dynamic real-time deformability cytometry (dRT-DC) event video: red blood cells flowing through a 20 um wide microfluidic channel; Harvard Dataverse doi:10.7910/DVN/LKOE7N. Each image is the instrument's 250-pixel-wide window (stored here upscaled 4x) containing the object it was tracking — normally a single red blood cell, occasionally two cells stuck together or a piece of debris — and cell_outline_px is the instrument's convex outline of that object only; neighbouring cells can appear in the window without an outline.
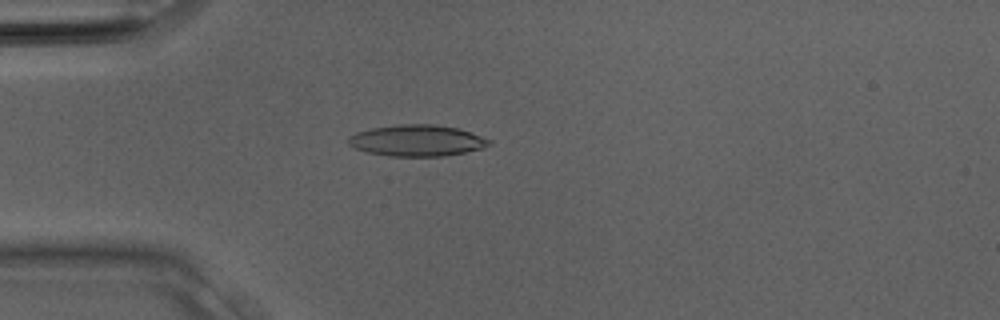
{"species": "Egyptian fruit bat (a non-hibernating species)", "species_latin": "Rousettus aegyptiacus", "temperature_condition": "room temperature", "stored_images_in_passage": 5, "camera_frame_rate_fps": 3000, "um_per_image_px": 0.085, "animal": {"sex": "male"}, "frame": {"image": 1, "passage_image": 2, "time_ms": 0.333, "image_size_px": [1000, 320], "cell_outline_px": [[492, 144], [480, 148], [464, 152], [444, 156], [388, 156], [368, 152], [356, 148], [348, 144], [348, 136], [356, 132], [372, 128], [396, 124], [436, 124], [456, 128], [492, 140]], "centroid_in_image_um": [35.41, 11.94], "position_along_channel_um": 49.6, "area_um2": 25.55}}